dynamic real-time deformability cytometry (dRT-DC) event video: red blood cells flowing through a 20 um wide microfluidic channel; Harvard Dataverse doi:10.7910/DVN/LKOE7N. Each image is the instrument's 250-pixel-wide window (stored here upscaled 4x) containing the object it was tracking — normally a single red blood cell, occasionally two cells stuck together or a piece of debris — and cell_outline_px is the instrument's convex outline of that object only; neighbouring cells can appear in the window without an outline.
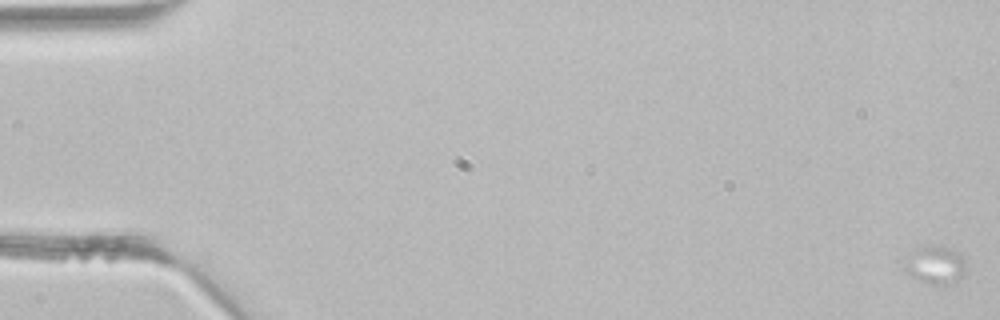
{"species": "common noctule bat (a hibernating species)", "species_latin": "Nyctalus noctula", "temperature_condition": "room temperature", "stored_images_in_passage": 15, "camera_frame_rate_fps": 3000, "um_per_image_px": 0.085, "animal": {"sex": "male", "body_mass_g": 21.5, "forearm_length_mm": 52.0}, "frame": {"image": 1, "passage_image": 1, "time_ms": 0.0, "image_size_px": [1000, 320], "cell_outline_px": [[968, 268], [964, 276], [948, 284], [928, 284], [908, 276], [904, 272], [900, 264], [908, 252], [932, 244], [952, 248], [960, 252], [968, 264]], "centroid_in_image_um": [79.47, 22.5], "position_along_channel_um": 5.5, "area_um2": 14.57}}